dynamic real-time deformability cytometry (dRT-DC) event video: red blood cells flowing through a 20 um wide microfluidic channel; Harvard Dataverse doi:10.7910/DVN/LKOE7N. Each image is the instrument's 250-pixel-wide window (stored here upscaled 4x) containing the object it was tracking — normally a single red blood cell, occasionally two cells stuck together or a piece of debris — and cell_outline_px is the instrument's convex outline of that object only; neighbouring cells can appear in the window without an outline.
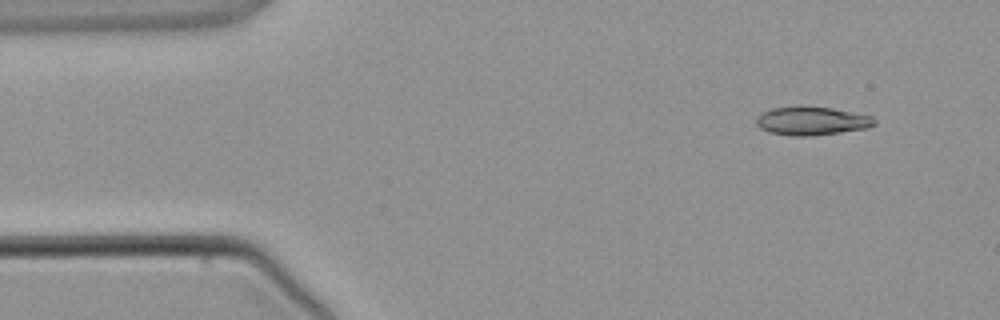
{"species": "common noctule bat (a hibernating species)", "species_latin": "Nyctalus noctula", "temperature_condition": "warm", "stored_images_in_passage": 3, "camera_frame_rate_fps": 3000, "um_per_image_px": 0.085, "animal": {"sex": "male", "body_mass_g": 21.5, "forearm_length_mm": 52.0}, "frame": {"image": 1, "passage_image": 1, "time_ms": 0.0, "image_size_px": [1000, 320], "cell_outline_px": [[876, 124], [868, 128], [812, 136], [792, 136], [768, 132], [760, 128], [756, 124], [756, 120], [760, 112], [772, 108], [832, 108], [872, 116], [876, 120]], "centroid_in_image_um": [69.0, 10.31], "position_along_channel_um": 16.0, "area_um2": 19.25}}
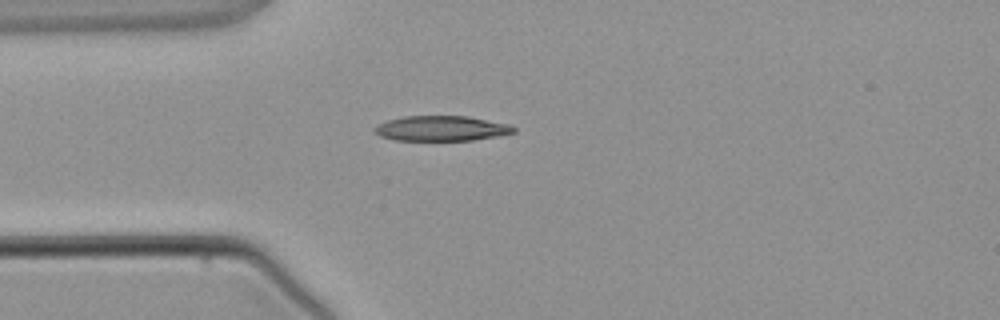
{"frame": {"image": 2, "passage_image": 3, "time_ms": 2.333, "image_size_px": [1000, 320], "cell_outline_px": [[516, 132], [496, 136], [472, 140], [392, 140], [380, 136], [372, 132], [372, 128], [388, 120], [404, 116], [468, 116], [508, 124], [516, 128]], "centroid_in_image_um": [37.48, 10.91], "position_along_channel_um": 47.5, "area_um2": 20.35}}